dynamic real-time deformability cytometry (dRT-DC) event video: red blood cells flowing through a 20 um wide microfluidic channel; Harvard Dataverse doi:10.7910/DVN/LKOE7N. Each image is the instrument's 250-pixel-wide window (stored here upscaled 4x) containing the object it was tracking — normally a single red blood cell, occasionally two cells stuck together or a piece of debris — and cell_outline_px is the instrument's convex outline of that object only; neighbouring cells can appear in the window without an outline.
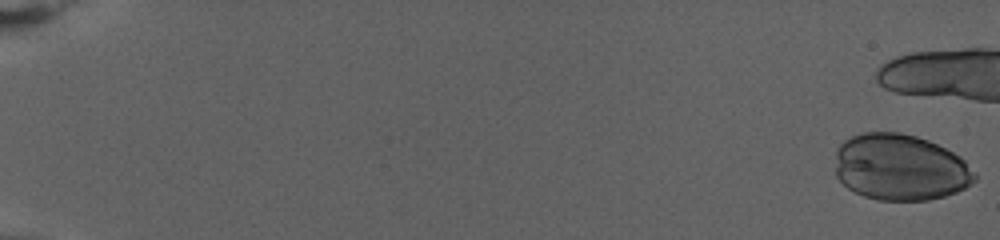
{"species": "human", "species_latin": "Homo sapiens", "temperature_condition": "warm", "stored_images_in_passage": 21, "camera_frame_rate_fps": 3000, "um_per_image_px": 0.085, "donor": {"sex": "female"}, "frame": {"image": 1, "passage_image": 1, "time_ms": 0.0, "image_size_px": [1000, 240], "cell_outline_px": [[976, 180], [972, 184], [956, 192], [944, 196], [928, 200], [880, 200], [864, 196], [848, 188], [836, 176], [836, 152], [840, 144], [844, 140], [852, 136], [864, 132], [896, 132], [916, 136], [928, 140], [960, 156], [976, 172]], "centroid_in_image_um": [76.53, 14.22], "position_along_channel_um": 8.5, "area_um2": 53.93}}